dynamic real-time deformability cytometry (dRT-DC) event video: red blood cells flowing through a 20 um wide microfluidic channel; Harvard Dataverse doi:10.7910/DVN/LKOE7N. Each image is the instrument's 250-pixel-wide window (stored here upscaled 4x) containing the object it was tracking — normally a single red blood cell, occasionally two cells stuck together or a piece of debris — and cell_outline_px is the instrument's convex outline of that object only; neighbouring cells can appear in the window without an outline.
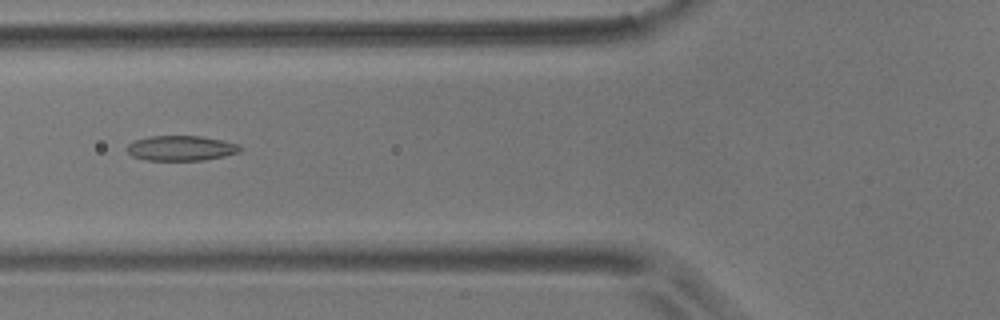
{"species": "common noctule bat (a hibernating species)", "species_latin": "Nyctalus noctula", "temperature_condition": "room temperature", "stored_images_in_passage": 8, "camera_frame_rate_fps": 3000, "um_per_image_px": 0.085, "animal": {"sex": "male", "body_mass_g": 17.9}, "frame": {"image": 1, "passage_image": 4, "time_ms": 1.0, "image_size_px": [1000, 320], "cell_outline_px": [[240, 152], [224, 156], [204, 160], [148, 160], [132, 156], [128, 152], [128, 144], [136, 140], [148, 136], [200, 136], [240, 144]], "centroid_in_image_um": [15.4, 12.59], "position_along_channel_um": 110.4, "area_um2": 16.36}}
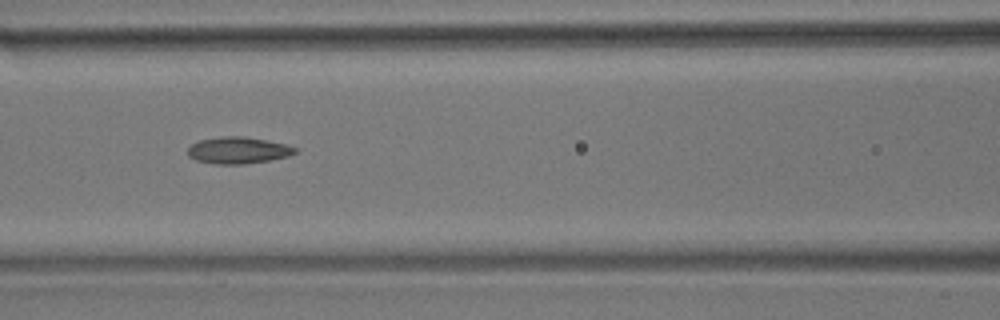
{"frame": {"image": 2, "passage_image": 5, "time_ms": 1.333, "image_size_px": [1000, 320], "cell_outline_px": [[296, 152], [288, 156], [268, 160], [244, 164], [216, 164], [196, 160], [188, 156], [188, 148], [192, 144], [200, 140], [220, 136], [244, 136], [268, 140], [284, 144], [296, 148]], "centroid_in_image_um": [20.21, 12.77], "position_along_channel_um": 146.4, "area_um2": 16.59}}
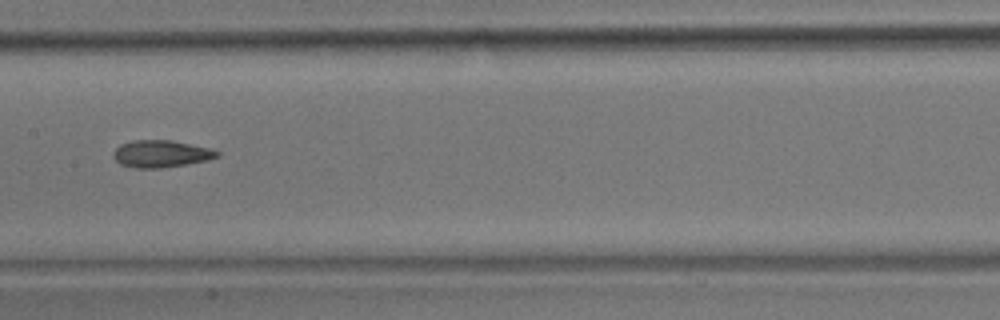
{"frame": {"image": 3, "passage_image": 6, "time_ms": 1.667, "image_size_px": [1000, 320], "cell_outline_px": [[220, 156], [204, 160], [184, 164], [160, 168], [136, 168], [120, 164], [112, 156], [112, 152], [120, 144], [132, 140], [172, 140], [212, 148], [220, 152]], "centroid_in_image_um": [13.67, 13.06], "position_along_channel_um": 193.7, "area_um2": 16.42}}